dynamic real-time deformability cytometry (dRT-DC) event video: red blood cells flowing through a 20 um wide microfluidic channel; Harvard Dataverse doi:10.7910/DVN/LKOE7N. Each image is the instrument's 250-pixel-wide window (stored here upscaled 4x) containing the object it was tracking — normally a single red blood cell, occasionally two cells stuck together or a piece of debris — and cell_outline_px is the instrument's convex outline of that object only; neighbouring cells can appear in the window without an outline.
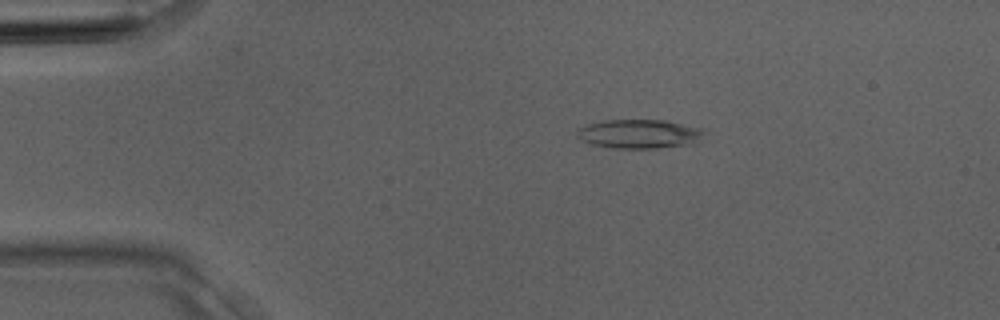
{"species": "Egyptian fruit bat (a non-hibernating species)", "species_latin": "Rousettus aegyptiacus", "temperature_condition": "room temperature", "stored_images_in_passage": 2, "camera_frame_rate_fps": 3000, "um_per_image_px": 0.085, "animal": {"sex": "male"}, "frame": {"image": 1, "passage_image": 1, "time_ms": 0.0, "image_size_px": [1000, 320], "cell_outline_px": [[708, 132], [688, 144], [656, 148], [612, 148], [588, 144], [580, 140], [576, 136], [576, 132], [580, 128], [588, 124], [604, 120], [664, 120], [704, 128]], "centroid_in_image_um": [54.29, 11.38], "position_along_channel_um": 30.7, "area_um2": 21.5}}